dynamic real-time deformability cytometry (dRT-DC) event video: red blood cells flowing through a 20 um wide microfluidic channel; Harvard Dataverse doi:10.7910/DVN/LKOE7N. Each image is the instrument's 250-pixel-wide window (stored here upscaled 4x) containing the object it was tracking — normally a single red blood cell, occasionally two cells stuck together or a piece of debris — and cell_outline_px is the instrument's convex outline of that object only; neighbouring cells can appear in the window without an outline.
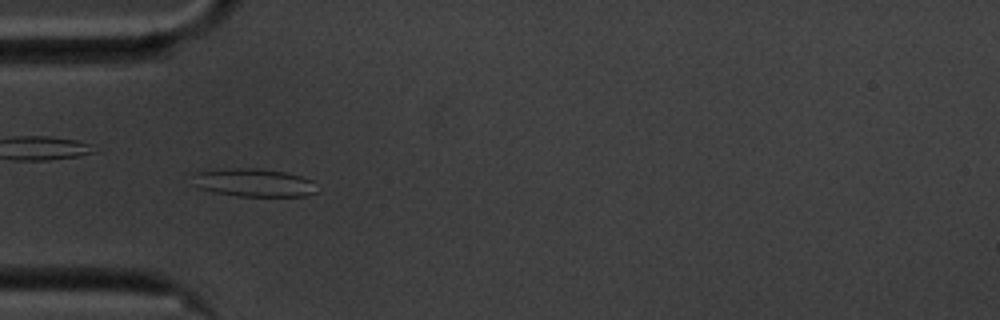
{"species": "common noctule bat (a hibernating species)", "species_latin": "Nyctalus noctula", "temperature_condition": "cold", "stored_images_in_passage": 57, "camera_frame_rate_fps": 3000, "um_per_image_px": 0.085, "animal": {"sex": "male", "body_mass_g": 20.1, "forearm_length_mm": 53.5}, "frame": {"image": 1, "passage_image": 17, "time_ms": 5.333, "image_size_px": [1000, 320], "cell_outline_px": [[316, 192], [304, 196], [240, 196], [216, 192], [200, 188], [192, 184], [196, 172], [224, 168], [256, 168], [284, 172], [300, 176], [312, 180]], "centroid_in_image_um": [21.55, 15.52], "position_along_channel_um": 63.4, "area_um2": 20.11}}
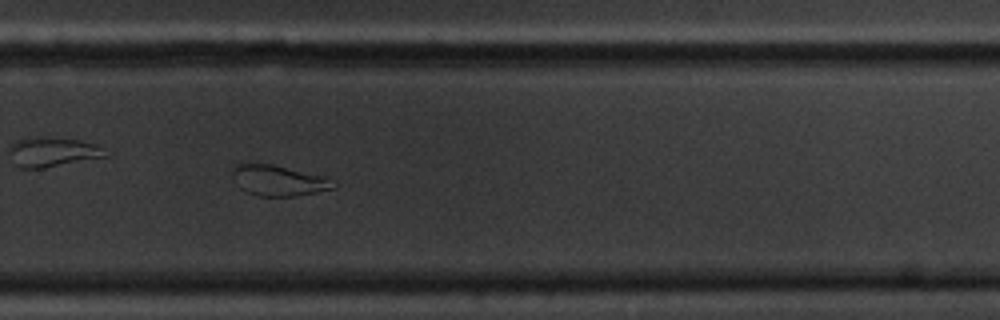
{"frame": {"image": 2, "passage_image": 38, "time_ms": 12.333, "image_size_px": [1000, 320], "cell_outline_px": [[336, 188], [296, 196], [260, 196], [244, 192], [240, 188], [232, 176], [232, 168], [236, 164], [244, 160], [272, 164], [328, 176], [336, 180]], "centroid_in_image_um": [23.67, 15.3], "position_along_channel_um": 306.1, "area_um2": 18.9}}
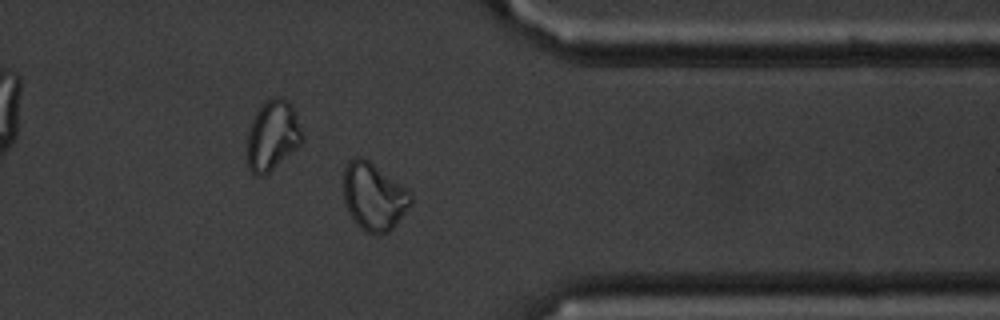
{"frame": {"image": 3, "passage_image": 45, "time_ms": 14.667, "image_size_px": [1000, 320], "cell_outline_px": [[412, 204], [392, 228], [388, 232], [376, 236], [364, 232], [352, 220], [344, 204], [344, 168], [348, 160], [356, 156], [360, 156], [368, 160], [400, 184], [412, 196]], "centroid_in_image_um": [31.73, 16.74], "position_along_channel_um": 379.7, "area_um2": 26.53}, "authors_computed_cell_mechanics": {"area_um2": 22.253, "velocity_mm_per_s": 3.487, "shape_relaxation_time_tau1_ms": null, "shape_relaxation_time_tau2_ms": 5.4891, "deformation_change_tau1": null, "deformation_change_tau2": 0.1434}}